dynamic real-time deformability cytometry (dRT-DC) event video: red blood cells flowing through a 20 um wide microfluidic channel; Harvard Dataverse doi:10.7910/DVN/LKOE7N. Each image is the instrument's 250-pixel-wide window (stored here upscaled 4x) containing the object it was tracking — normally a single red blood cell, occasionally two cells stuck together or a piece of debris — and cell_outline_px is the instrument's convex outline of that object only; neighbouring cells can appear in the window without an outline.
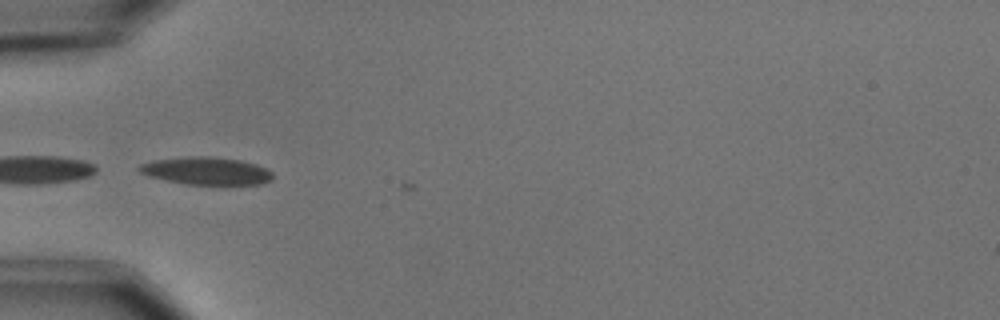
{"species": "common noctule bat (a hibernating species)", "species_latin": "Nyctalus noctula", "temperature_condition": "cold", "stored_images_in_passage": 8, "camera_frame_rate_fps": 3000, "um_per_image_px": 0.085, "animal": {"sex": "male", "body_mass_g": 15.6}, "frame": {"image": 1, "passage_image": 7, "time_ms": 2.0, "image_size_px": [1000, 320], "cell_outline_px": [[272, 180], [264, 184], [184, 184], [164, 180], [148, 176], [140, 172], [136, 168], [140, 164], [152, 160], [192, 156], [212, 156], [240, 160], [256, 164], [272, 172]], "centroid_in_image_um": [17.51, 14.52], "position_along_channel_um": 67.5, "area_um2": 21.56}}